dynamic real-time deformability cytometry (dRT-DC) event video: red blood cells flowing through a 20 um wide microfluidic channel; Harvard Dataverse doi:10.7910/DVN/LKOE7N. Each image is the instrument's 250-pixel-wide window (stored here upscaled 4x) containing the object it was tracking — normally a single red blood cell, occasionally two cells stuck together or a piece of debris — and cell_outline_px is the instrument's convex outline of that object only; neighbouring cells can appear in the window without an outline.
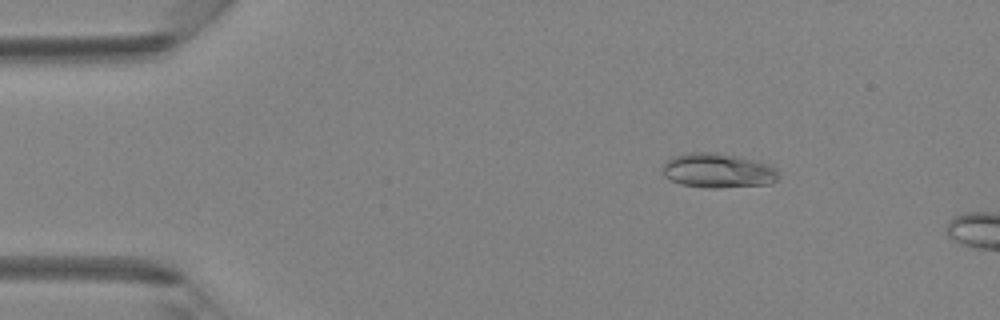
{"species": "Egyptian fruit bat (a non-hibernating species)", "species_latin": "Rousettus aegyptiacus", "temperature_condition": "room temperature", "stored_images_in_passage": 9, "camera_frame_rate_fps": 3000, "um_per_image_px": 0.085, "animal": {"sex": "female"}, "frame": {"image": 1, "passage_image": 6, "time_ms": 1.667, "image_size_px": [1000, 320], "cell_outline_px": [[776, 180], [772, 184], [720, 188], [704, 188], [680, 184], [664, 176], [664, 164], [672, 156], [688, 152], [716, 152], [736, 156], [768, 164], [776, 168]], "centroid_in_image_um": [61.0, 14.51], "position_along_channel_um": 24.0, "area_um2": 23.29}}